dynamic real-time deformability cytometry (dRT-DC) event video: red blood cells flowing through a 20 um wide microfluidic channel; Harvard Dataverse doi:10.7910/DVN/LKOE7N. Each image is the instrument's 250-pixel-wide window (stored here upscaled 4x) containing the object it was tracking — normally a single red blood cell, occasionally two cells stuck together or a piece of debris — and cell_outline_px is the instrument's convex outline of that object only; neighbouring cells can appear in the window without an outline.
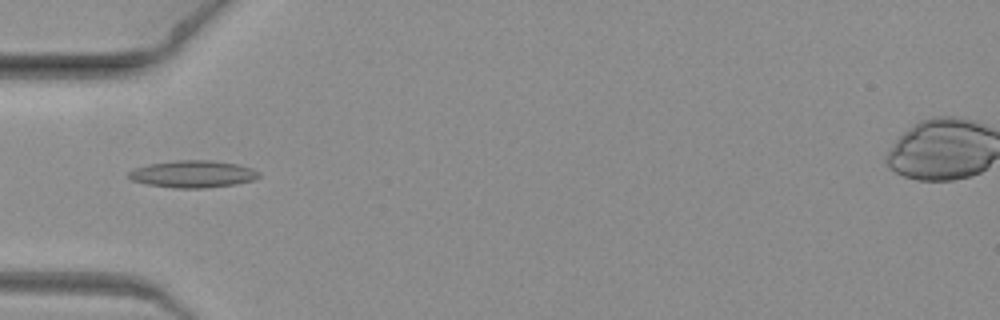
{"species": "common noctule bat (a hibernating species)", "species_latin": "Nyctalus noctula", "temperature_condition": "warm", "stored_images_in_passage": 6, "camera_frame_rate_fps": 3000, "um_per_image_px": 0.085, "animal": {"sex": "female", "body_mass_g": 19.3, "forearm_length_mm": 54.1}, "frame": {"image": 1, "passage_image": 5, "time_ms": 1.333, "image_size_px": [1000, 320], "cell_outline_px": [[260, 176], [256, 180], [236, 184], [204, 188], [176, 188], [148, 184], [132, 180], [128, 176], [128, 172], [132, 168], [148, 164], [176, 160], [212, 160], [236, 164], [252, 168], [260, 172]], "centroid_in_image_um": [16.41, 14.79], "position_along_channel_um": 68.6, "area_um2": 20.69}}